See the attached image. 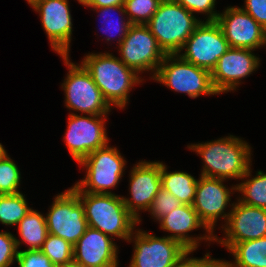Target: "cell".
<instances>
[{
    "label": "cell",
    "instance_id": "5",
    "mask_svg": "<svg viewBox=\"0 0 266 267\" xmlns=\"http://www.w3.org/2000/svg\"><path fill=\"white\" fill-rule=\"evenodd\" d=\"M127 161L116 147L109 143L91 152L78 164L86 175L71 186L74 192L113 194V190L124 176Z\"/></svg>",
    "mask_w": 266,
    "mask_h": 267
},
{
    "label": "cell",
    "instance_id": "21",
    "mask_svg": "<svg viewBox=\"0 0 266 267\" xmlns=\"http://www.w3.org/2000/svg\"><path fill=\"white\" fill-rule=\"evenodd\" d=\"M18 234L15 236L18 250L22 244L27 245L25 250H40L48 235L46 217L44 213L31 208L27 215L17 224Z\"/></svg>",
    "mask_w": 266,
    "mask_h": 267
},
{
    "label": "cell",
    "instance_id": "10",
    "mask_svg": "<svg viewBox=\"0 0 266 267\" xmlns=\"http://www.w3.org/2000/svg\"><path fill=\"white\" fill-rule=\"evenodd\" d=\"M63 138L70 156L79 163L91 152L109 143L106 120L108 115L69 114Z\"/></svg>",
    "mask_w": 266,
    "mask_h": 267
},
{
    "label": "cell",
    "instance_id": "15",
    "mask_svg": "<svg viewBox=\"0 0 266 267\" xmlns=\"http://www.w3.org/2000/svg\"><path fill=\"white\" fill-rule=\"evenodd\" d=\"M224 237L215 234L218 242L229 250L235 243L266 237V209L236 201L231 208L228 220L221 224Z\"/></svg>",
    "mask_w": 266,
    "mask_h": 267
},
{
    "label": "cell",
    "instance_id": "26",
    "mask_svg": "<svg viewBox=\"0 0 266 267\" xmlns=\"http://www.w3.org/2000/svg\"><path fill=\"white\" fill-rule=\"evenodd\" d=\"M31 210L28 206L25 194L0 195V223L5 226H17V224Z\"/></svg>",
    "mask_w": 266,
    "mask_h": 267
},
{
    "label": "cell",
    "instance_id": "7",
    "mask_svg": "<svg viewBox=\"0 0 266 267\" xmlns=\"http://www.w3.org/2000/svg\"><path fill=\"white\" fill-rule=\"evenodd\" d=\"M153 80L193 99L219 95L212 85L211 72L183 60L178 54L165 56Z\"/></svg>",
    "mask_w": 266,
    "mask_h": 267
},
{
    "label": "cell",
    "instance_id": "13",
    "mask_svg": "<svg viewBox=\"0 0 266 267\" xmlns=\"http://www.w3.org/2000/svg\"><path fill=\"white\" fill-rule=\"evenodd\" d=\"M135 229L127 242L134 243L128 267H171L186 251L178 241Z\"/></svg>",
    "mask_w": 266,
    "mask_h": 267
},
{
    "label": "cell",
    "instance_id": "2",
    "mask_svg": "<svg viewBox=\"0 0 266 267\" xmlns=\"http://www.w3.org/2000/svg\"><path fill=\"white\" fill-rule=\"evenodd\" d=\"M80 63L90 73L107 102L117 109H125L131 89L145 81L109 51L88 53Z\"/></svg>",
    "mask_w": 266,
    "mask_h": 267
},
{
    "label": "cell",
    "instance_id": "38",
    "mask_svg": "<svg viewBox=\"0 0 266 267\" xmlns=\"http://www.w3.org/2000/svg\"><path fill=\"white\" fill-rule=\"evenodd\" d=\"M63 267H87V266H85L84 264L78 263L75 260H72L70 263H68L67 265Z\"/></svg>",
    "mask_w": 266,
    "mask_h": 267
},
{
    "label": "cell",
    "instance_id": "18",
    "mask_svg": "<svg viewBox=\"0 0 266 267\" xmlns=\"http://www.w3.org/2000/svg\"><path fill=\"white\" fill-rule=\"evenodd\" d=\"M216 22L221 27L230 48L257 50L266 46V31L240 6H228Z\"/></svg>",
    "mask_w": 266,
    "mask_h": 267
},
{
    "label": "cell",
    "instance_id": "39",
    "mask_svg": "<svg viewBox=\"0 0 266 267\" xmlns=\"http://www.w3.org/2000/svg\"><path fill=\"white\" fill-rule=\"evenodd\" d=\"M7 153L6 149L3 147L2 143H0V158Z\"/></svg>",
    "mask_w": 266,
    "mask_h": 267
},
{
    "label": "cell",
    "instance_id": "36",
    "mask_svg": "<svg viewBox=\"0 0 266 267\" xmlns=\"http://www.w3.org/2000/svg\"><path fill=\"white\" fill-rule=\"evenodd\" d=\"M125 0H100V7L124 6Z\"/></svg>",
    "mask_w": 266,
    "mask_h": 267
},
{
    "label": "cell",
    "instance_id": "12",
    "mask_svg": "<svg viewBox=\"0 0 266 267\" xmlns=\"http://www.w3.org/2000/svg\"><path fill=\"white\" fill-rule=\"evenodd\" d=\"M197 181L196 193L193 201V208L197 212L200 220L205 226L215 234V227L218 220L227 222L233 203L230 204L231 194L236 192V185L231 188L224 184L225 179L207 177L199 175ZM230 210L226 212L227 207Z\"/></svg>",
    "mask_w": 266,
    "mask_h": 267
},
{
    "label": "cell",
    "instance_id": "37",
    "mask_svg": "<svg viewBox=\"0 0 266 267\" xmlns=\"http://www.w3.org/2000/svg\"><path fill=\"white\" fill-rule=\"evenodd\" d=\"M78 3L82 4L84 7L88 8H98L100 7V0H77Z\"/></svg>",
    "mask_w": 266,
    "mask_h": 267
},
{
    "label": "cell",
    "instance_id": "24",
    "mask_svg": "<svg viewBox=\"0 0 266 267\" xmlns=\"http://www.w3.org/2000/svg\"><path fill=\"white\" fill-rule=\"evenodd\" d=\"M251 166L236 184V193H241L237 200L250 206L266 209V173L259 170L252 175ZM243 180V181H242Z\"/></svg>",
    "mask_w": 266,
    "mask_h": 267
},
{
    "label": "cell",
    "instance_id": "40",
    "mask_svg": "<svg viewBox=\"0 0 266 267\" xmlns=\"http://www.w3.org/2000/svg\"><path fill=\"white\" fill-rule=\"evenodd\" d=\"M28 4H30L33 0H26Z\"/></svg>",
    "mask_w": 266,
    "mask_h": 267
},
{
    "label": "cell",
    "instance_id": "35",
    "mask_svg": "<svg viewBox=\"0 0 266 267\" xmlns=\"http://www.w3.org/2000/svg\"><path fill=\"white\" fill-rule=\"evenodd\" d=\"M240 7L247 12L266 31V0H244Z\"/></svg>",
    "mask_w": 266,
    "mask_h": 267
},
{
    "label": "cell",
    "instance_id": "32",
    "mask_svg": "<svg viewBox=\"0 0 266 267\" xmlns=\"http://www.w3.org/2000/svg\"><path fill=\"white\" fill-rule=\"evenodd\" d=\"M180 5L189 10L192 14H205V21H216L219 11L215 9L216 0H176Z\"/></svg>",
    "mask_w": 266,
    "mask_h": 267
},
{
    "label": "cell",
    "instance_id": "14",
    "mask_svg": "<svg viewBox=\"0 0 266 267\" xmlns=\"http://www.w3.org/2000/svg\"><path fill=\"white\" fill-rule=\"evenodd\" d=\"M29 6L39 14L52 50L68 56L73 32L69 0H33Z\"/></svg>",
    "mask_w": 266,
    "mask_h": 267
},
{
    "label": "cell",
    "instance_id": "29",
    "mask_svg": "<svg viewBox=\"0 0 266 267\" xmlns=\"http://www.w3.org/2000/svg\"><path fill=\"white\" fill-rule=\"evenodd\" d=\"M162 0H125L126 15L131 24L145 25L157 11Z\"/></svg>",
    "mask_w": 266,
    "mask_h": 267
},
{
    "label": "cell",
    "instance_id": "31",
    "mask_svg": "<svg viewBox=\"0 0 266 267\" xmlns=\"http://www.w3.org/2000/svg\"><path fill=\"white\" fill-rule=\"evenodd\" d=\"M18 248L15 235L9 231L0 232V267H11L16 263Z\"/></svg>",
    "mask_w": 266,
    "mask_h": 267
},
{
    "label": "cell",
    "instance_id": "23",
    "mask_svg": "<svg viewBox=\"0 0 266 267\" xmlns=\"http://www.w3.org/2000/svg\"><path fill=\"white\" fill-rule=\"evenodd\" d=\"M167 169V165L161 162V187L182 204L192 205L198 179L185 171L171 172Z\"/></svg>",
    "mask_w": 266,
    "mask_h": 267
},
{
    "label": "cell",
    "instance_id": "30",
    "mask_svg": "<svg viewBox=\"0 0 266 267\" xmlns=\"http://www.w3.org/2000/svg\"><path fill=\"white\" fill-rule=\"evenodd\" d=\"M181 205L182 203L177 198L161 187L147 212H149L154 221L158 222L162 217Z\"/></svg>",
    "mask_w": 266,
    "mask_h": 267
},
{
    "label": "cell",
    "instance_id": "4",
    "mask_svg": "<svg viewBox=\"0 0 266 267\" xmlns=\"http://www.w3.org/2000/svg\"><path fill=\"white\" fill-rule=\"evenodd\" d=\"M204 21L176 0H162L157 11L145 24L166 55L180 53L196 26Z\"/></svg>",
    "mask_w": 266,
    "mask_h": 267
},
{
    "label": "cell",
    "instance_id": "19",
    "mask_svg": "<svg viewBox=\"0 0 266 267\" xmlns=\"http://www.w3.org/2000/svg\"><path fill=\"white\" fill-rule=\"evenodd\" d=\"M159 228L168 232L170 239L178 241L183 247L189 250H198L200 243L208 241L209 247L214 242L213 234L205 224L200 220L197 212L192 205L182 204L168 215L162 217L159 221ZM200 228L204 229L201 236H190L189 233ZM171 233V234H170Z\"/></svg>",
    "mask_w": 266,
    "mask_h": 267
},
{
    "label": "cell",
    "instance_id": "27",
    "mask_svg": "<svg viewBox=\"0 0 266 267\" xmlns=\"http://www.w3.org/2000/svg\"><path fill=\"white\" fill-rule=\"evenodd\" d=\"M73 245L63 238L48 233L40 249L56 267H63L73 260Z\"/></svg>",
    "mask_w": 266,
    "mask_h": 267
},
{
    "label": "cell",
    "instance_id": "33",
    "mask_svg": "<svg viewBox=\"0 0 266 267\" xmlns=\"http://www.w3.org/2000/svg\"><path fill=\"white\" fill-rule=\"evenodd\" d=\"M195 251L186 249L171 267H222L223 259L212 258L210 252H206L202 258L190 257Z\"/></svg>",
    "mask_w": 266,
    "mask_h": 267
},
{
    "label": "cell",
    "instance_id": "1",
    "mask_svg": "<svg viewBox=\"0 0 266 267\" xmlns=\"http://www.w3.org/2000/svg\"><path fill=\"white\" fill-rule=\"evenodd\" d=\"M187 148L200 155L201 174L225 180L240 179L252 166V147L235 135L201 143H191Z\"/></svg>",
    "mask_w": 266,
    "mask_h": 267
},
{
    "label": "cell",
    "instance_id": "25",
    "mask_svg": "<svg viewBox=\"0 0 266 267\" xmlns=\"http://www.w3.org/2000/svg\"><path fill=\"white\" fill-rule=\"evenodd\" d=\"M91 10L95 11L98 16H102L104 18L105 22L102 24V31L107 32L109 31L107 37L105 38L107 44H110L109 42H112L111 40L115 39L116 45L120 44L122 40L127 35V32L129 30V27L132 25L126 15L125 7L124 6H110V7H98V8H90ZM117 12V15L120 14L121 17H114L112 13ZM118 18V19H117ZM115 20V21H114ZM104 26H106L104 28ZM100 29V28H99ZM104 33V34H105ZM106 33V34H107ZM114 36V38H113ZM116 37V38H115Z\"/></svg>",
    "mask_w": 266,
    "mask_h": 267
},
{
    "label": "cell",
    "instance_id": "11",
    "mask_svg": "<svg viewBox=\"0 0 266 267\" xmlns=\"http://www.w3.org/2000/svg\"><path fill=\"white\" fill-rule=\"evenodd\" d=\"M229 48V43L216 21H201L178 55L183 60L211 72L216 67L218 59Z\"/></svg>",
    "mask_w": 266,
    "mask_h": 267
},
{
    "label": "cell",
    "instance_id": "6",
    "mask_svg": "<svg viewBox=\"0 0 266 267\" xmlns=\"http://www.w3.org/2000/svg\"><path fill=\"white\" fill-rule=\"evenodd\" d=\"M60 57L68 69L61 88L65 94V107L71 111L69 114L108 115L113 107L104 98L90 73L81 63L70 61V55Z\"/></svg>",
    "mask_w": 266,
    "mask_h": 267
},
{
    "label": "cell",
    "instance_id": "9",
    "mask_svg": "<svg viewBox=\"0 0 266 267\" xmlns=\"http://www.w3.org/2000/svg\"><path fill=\"white\" fill-rule=\"evenodd\" d=\"M53 198L45 215L48 233L59 236L74 246L88 227L84 206L71 188Z\"/></svg>",
    "mask_w": 266,
    "mask_h": 267
},
{
    "label": "cell",
    "instance_id": "8",
    "mask_svg": "<svg viewBox=\"0 0 266 267\" xmlns=\"http://www.w3.org/2000/svg\"><path fill=\"white\" fill-rule=\"evenodd\" d=\"M116 47L120 55L118 58L127 67L133 69L138 75L150 71L152 73L150 80L154 78L166 56L146 25L132 24L125 38Z\"/></svg>",
    "mask_w": 266,
    "mask_h": 267
},
{
    "label": "cell",
    "instance_id": "20",
    "mask_svg": "<svg viewBox=\"0 0 266 267\" xmlns=\"http://www.w3.org/2000/svg\"><path fill=\"white\" fill-rule=\"evenodd\" d=\"M73 260L87 267H118L119 246L103 232L87 227L73 246Z\"/></svg>",
    "mask_w": 266,
    "mask_h": 267
},
{
    "label": "cell",
    "instance_id": "22",
    "mask_svg": "<svg viewBox=\"0 0 266 267\" xmlns=\"http://www.w3.org/2000/svg\"><path fill=\"white\" fill-rule=\"evenodd\" d=\"M228 251L234 261L223 260L222 267H266V237L235 243Z\"/></svg>",
    "mask_w": 266,
    "mask_h": 267
},
{
    "label": "cell",
    "instance_id": "28",
    "mask_svg": "<svg viewBox=\"0 0 266 267\" xmlns=\"http://www.w3.org/2000/svg\"><path fill=\"white\" fill-rule=\"evenodd\" d=\"M21 179L20 169L6 153L0 158V195L21 192Z\"/></svg>",
    "mask_w": 266,
    "mask_h": 267
},
{
    "label": "cell",
    "instance_id": "34",
    "mask_svg": "<svg viewBox=\"0 0 266 267\" xmlns=\"http://www.w3.org/2000/svg\"><path fill=\"white\" fill-rule=\"evenodd\" d=\"M18 267H56L40 250H18Z\"/></svg>",
    "mask_w": 266,
    "mask_h": 267
},
{
    "label": "cell",
    "instance_id": "16",
    "mask_svg": "<svg viewBox=\"0 0 266 267\" xmlns=\"http://www.w3.org/2000/svg\"><path fill=\"white\" fill-rule=\"evenodd\" d=\"M129 183L130 197L122 196V199L127 210L140 224V212L149 210L161 188V162L139 160L129 172Z\"/></svg>",
    "mask_w": 266,
    "mask_h": 267
},
{
    "label": "cell",
    "instance_id": "17",
    "mask_svg": "<svg viewBox=\"0 0 266 267\" xmlns=\"http://www.w3.org/2000/svg\"><path fill=\"white\" fill-rule=\"evenodd\" d=\"M255 50L242 48H229L217 62L211 71V81L218 94L236 91L241 80L249 77L258 70L261 64Z\"/></svg>",
    "mask_w": 266,
    "mask_h": 267
},
{
    "label": "cell",
    "instance_id": "3",
    "mask_svg": "<svg viewBox=\"0 0 266 267\" xmlns=\"http://www.w3.org/2000/svg\"><path fill=\"white\" fill-rule=\"evenodd\" d=\"M84 206L89 227L95 228L113 240L124 241L132 236L138 224L127 210L121 195L75 192Z\"/></svg>",
    "mask_w": 266,
    "mask_h": 267
}]
</instances>
